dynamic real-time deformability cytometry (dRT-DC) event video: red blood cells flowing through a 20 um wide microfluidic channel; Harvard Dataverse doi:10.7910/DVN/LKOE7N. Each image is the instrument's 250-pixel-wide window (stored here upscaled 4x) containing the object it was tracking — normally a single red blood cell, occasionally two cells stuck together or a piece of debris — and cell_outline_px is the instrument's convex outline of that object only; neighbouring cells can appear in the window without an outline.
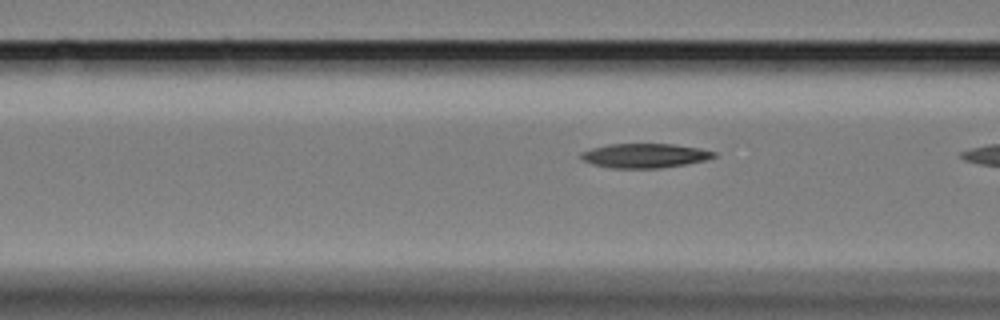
{"species": "Egyptian fruit bat (a non-hibernating species)", "species_latin": "Rousettus aegyptiacus", "temperature_condition": "cold", "stored_images_in_passage": 16, "camera_frame_rate_fps": 3000, "um_per_image_px": 0.085, "animal": {"sex": "female"}, "frame": {"image": 1, "passage_image": 14, "time_ms": 4.333, "image_size_px": [1000, 320], "cell_outline_px": [[716, 156], [704, 160], [688, 164], [660, 168], [612, 168], [592, 164], [584, 160], [580, 156], [580, 152], [592, 148], [608, 144], [672, 144], [700, 148], [716, 152]], "centroid_in_image_um": [54.8, 13.23], "position_along_channel_um": 111.8, "area_um2": 18.84}}